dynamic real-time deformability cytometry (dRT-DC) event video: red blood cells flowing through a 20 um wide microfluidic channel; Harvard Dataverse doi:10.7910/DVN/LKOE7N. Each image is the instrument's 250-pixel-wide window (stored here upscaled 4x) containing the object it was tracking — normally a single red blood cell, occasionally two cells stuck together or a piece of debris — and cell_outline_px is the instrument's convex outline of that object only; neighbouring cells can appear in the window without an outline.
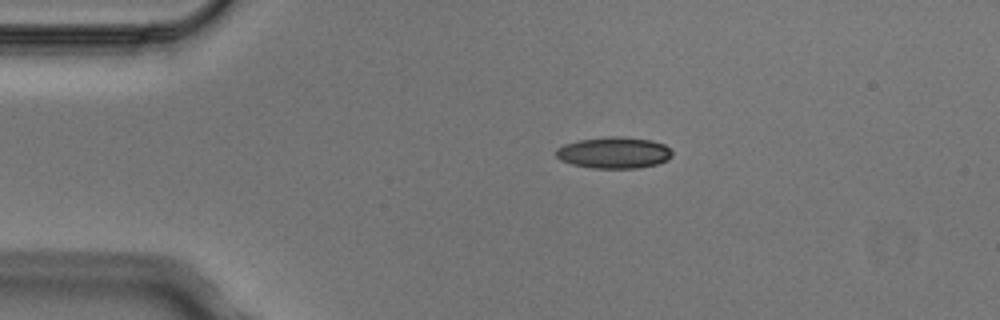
{"species": "Egyptian fruit bat (a non-hibernating species)", "species_latin": "Rousettus aegyptiacus", "temperature_condition": "cold", "stored_images_in_passage": 2, "camera_frame_rate_fps": 3000, "um_per_image_px": 0.085, "animal": {"sex": "male"}, "frame": {"image": 1, "passage_image": 1, "time_ms": 0.0, "image_size_px": [1000, 320], "cell_outline_px": [[672, 156], [668, 160], [656, 164], [636, 168], [592, 168], [572, 164], [560, 160], [556, 156], [556, 148], [564, 144], [580, 140], [608, 136], [620, 136], [652, 140], [664, 144], [672, 152]], "centroid_in_image_um": [52.18, 12.97], "position_along_channel_um": 32.8, "area_um2": 21.27}}